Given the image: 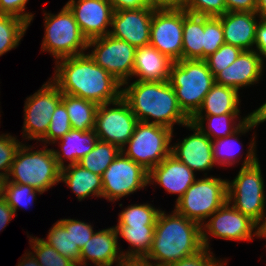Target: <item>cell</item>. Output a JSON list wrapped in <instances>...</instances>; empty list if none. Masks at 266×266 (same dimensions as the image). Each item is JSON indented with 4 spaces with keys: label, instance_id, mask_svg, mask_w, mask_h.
<instances>
[{
    "label": "cell",
    "instance_id": "obj_1",
    "mask_svg": "<svg viewBox=\"0 0 266 266\" xmlns=\"http://www.w3.org/2000/svg\"><path fill=\"white\" fill-rule=\"evenodd\" d=\"M50 79L62 93L80 97L96 104L111 103L122 97V83L95 63L89 54L56 60Z\"/></svg>",
    "mask_w": 266,
    "mask_h": 266
},
{
    "label": "cell",
    "instance_id": "obj_2",
    "mask_svg": "<svg viewBox=\"0 0 266 266\" xmlns=\"http://www.w3.org/2000/svg\"><path fill=\"white\" fill-rule=\"evenodd\" d=\"M203 249L198 223L175 210L171 214L161 210L155 224L151 250L141 262L149 266H167Z\"/></svg>",
    "mask_w": 266,
    "mask_h": 266
},
{
    "label": "cell",
    "instance_id": "obj_3",
    "mask_svg": "<svg viewBox=\"0 0 266 266\" xmlns=\"http://www.w3.org/2000/svg\"><path fill=\"white\" fill-rule=\"evenodd\" d=\"M122 86H125L122 88V98L129 104L138 121L161 125L172 130L175 124L185 126L190 122L180 109L169 81L135 80L132 83L126 81Z\"/></svg>",
    "mask_w": 266,
    "mask_h": 266
},
{
    "label": "cell",
    "instance_id": "obj_4",
    "mask_svg": "<svg viewBox=\"0 0 266 266\" xmlns=\"http://www.w3.org/2000/svg\"><path fill=\"white\" fill-rule=\"evenodd\" d=\"M255 138H251L238 174L227 181V201L260 226L266 217V195Z\"/></svg>",
    "mask_w": 266,
    "mask_h": 266
},
{
    "label": "cell",
    "instance_id": "obj_5",
    "mask_svg": "<svg viewBox=\"0 0 266 266\" xmlns=\"http://www.w3.org/2000/svg\"><path fill=\"white\" fill-rule=\"evenodd\" d=\"M169 83L183 113L191 119L215 83L205 60L182 59L172 64Z\"/></svg>",
    "mask_w": 266,
    "mask_h": 266
},
{
    "label": "cell",
    "instance_id": "obj_6",
    "mask_svg": "<svg viewBox=\"0 0 266 266\" xmlns=\"http://www.w3.org/2000/svg\"><path fill=\"white\" fill-rule=\"evenodd\" d=\"M21 144L11 165L6 180L14 184H27L42 193L60 183L61 167L53 149L44 145L43 150Z\"/></svg>",
    "mask_w": 266,
    "mask_h": 266
},
{
    "label": "cell",
    "instance_id": "obj_7",
    "mask_svg": "<svg viewBox=\"0 0 266 266\" xmlns=\"http://www.w3.org/2000/svg\"><path fill=\"white\" fill-rule=\"evenodd\" d=\"M42 52H49L55 60L85 54L88 40L83 36L73 13L64 5L58 14L44 13Z\"/></svg>",
    "mask_w": 266,
    "mask_h": 266
},
{
    "label": "cell",
    "instance_id": "obj_8",
    "mask_svg": "<svg viewBox=\"0 0 266 266\" xmlns=\"http://www.w3.org/2000/svg\"><path fill=\"white\" fill-rule=\"evenodd\" d=\"M196 179L176 202L174 210L200 226L227 202V181L210 176Z\"/></svg>",
    "mask_w": 266,
    "mask_h": 266
},
{
    "label": "cell",
    "instance_id": "obj_9",
    "mask_svg": "<svg viewBox=\"0 0 266 266\" xmlns=\"http://www.w3.org/2000/svg\"><path fill=\"white\" fill-rule=\"evenodd\" d=\"M173 132L161 125L138 121L121 152L150 171L171 154Z\"/></svg>",
    "mask_w": 266,
    "mask_h": 266
},
{
    "label": "cell",
    "instance_id": "obj_10",
    "mask_svg": "<svg viewBox=\"0 0 266 266\" xmlns=\"http://www.w3.org/2000/svg\"><path fill=\"white\" fill-rule=\"evenodd\" d=\"M201 225L204 248L210 250L209 236L233 241L259 238V226L248 216L237 211L228 201Z\"/></svg>",
    "mask_w": 266,
    "mask_h": 266
},
{
    "label": "cell",
    "instance_id": "obj_11",
    "mask_svg": "<svg viewBox=\"0 0 266 266\" xmlns=\"http://www.w3.org/2000/svg\"><path fill=\"white\" fill-rule=\"evenodd\" d=\"M149 171L122 152L102 175V198L115 202L148 186Z\"/></svg>",
    "mask_w": 266,
    "mask_h": 266
},
{
    "label": "cell",
    "instance_id": "obj_12",
    "mask_svg": "<svg viewBox=\"0 0 266 266\" xmlns=\"http://www.w3.org/2000/svg\"><path fill=\"white\" fill-rule=\"evenodd\" d=\"M137 123V117L121 97L98 106L93 130L99 140L112 143L121 150L132 137Z\"/></svg>",
    "mask_w": 266,
    "mask_h": 266
},
{
    "label": "cell",
    "instance_id": "obj_13",
    "mask_svg": "<svg viewBox=\"0 0 266 266\" xmlns=\"http://www.w3.org/2000/svg\"><path fill=\"white\" fill-rule=\"evenodd\" d=\"M62 100V92L51 80L45 82L24 106L23 138L40 141L47 133L55 108Z\"/></svg>",
    "mask_w": 266,
    "mask_h": 266
},
{
    "label": "cell",
    "instance_id": "obj_14",
    "mask_svg": "<svg viewBox=\"0 0 266 266\" xmlns=\"http://www.w3.org/2000/svg\"><path fill=\"white\" fill-rule=\"evenodd\" d=\"M89 56L122 84L131 80L136 48L109 34L88 41Z\"/></svg>",
    "mask_w": 266,
    "mask_h": 266
},
{
    "label": "cell",
    "instance_id": "obj_15",
    "mask_svg": "<svg viewBox=\"0 0 266 266\" xmlns=\"http://www.w3.org/2000/svg\"><path fill=\"white\" fill-rule=\"evenodd\" d=\"M183 7L156 8L153 12L150 45L173 62L182 60Z\"/></svg>",
    "mask_w": 266,
    "mask_h": 266
},
{
    "label": "cell",
    "instance_id": "obj_16",
    "mask_svg": "<svg viewBox=\"0 0 266 266\" xmlns=\"http://www.w3.org/2000/svg\"><path fill=\"white\" fill-rule=\"evenodd\" d=\"M65 5L88 41L109 34L114 10L108 0H69Z\"/></svg>",
    "mask_w": 266,
    "mask_h": 266
},
{
    "label": "cell",
    "instance_id": "obj_17",
    "mask_svg": "<svg viewBox=\"0 0 266 266\" xmlns=\"http://www.w3.org/2000/svg\"><path fill=\"white\" fill-rule=\"evenodd\" d=\"M156 7L115 11L109 35L124 40L135 48L150 44L153 12Z\"/></svg>",
    "mask_w": 266,
    "mask_h": 266
},
{
    "label": "cell",
    "instance_id": "obj_18",
    "mask_svg": "<svg viewBox=\"0 0 266 266\" xmlns=\"http://www.w3.org/2000/svg\"><path fill=\"white\" fill-rule=\"evenodd\" d=\"M184 127L193 133L183 138L182 142L173 144L171 154L194 172L211 170L216 166L213 160L212 140L191 122Z\"/></svg>",
    "mask_w": 266,
    "mask_h": 266
},
{
    "label": "cell",
    "instance_id": "obj_19",
    "mask_svg": "<svg viewBox=\"0 0 266 266\" xmlns=\"http://www.w3.org/2000/svg\"><path fill=\"white\" fill-rule=\"evenodd\" d=\"M115 226L96 231L81 249L79 266L91 261L95 266H120L127 261L123 257Z\"/></svg>",
    "mask_w": 266,
    "mask_h": 266
},
{
    "label": "cell",
    "instance_id": "obj_20",
    "mask_svg": "<svg viewBox=\"0 0 266 266\" xmlns=\"http://www.w3.org/2000/svg\"><path fill=\"white\" fill-rule=\"evenodd\" d=\"M263 58L255 50H243L238 58L215 76V83L239 89L259 83L263 75Z\"/></svg>",
    "mask_w": 266,
    "mask_h": 266
},
{
    "label": "cell",
    "instance_id": "obj_21",
    "mask_svg": "<svg viewBox=\"0 0 266 266\" xmlns=\"http://www.w3.org/2000/svg\"><path fill=\"white\" fill-rule=\"evenodd\" d=\"M195 172L170 154L149 171L148 183L158 184L170 194H178L177 202L196 181Z\"/></svg>",
    "mask_w": 266,
    "mask_h": 266
},
{
    "label": "cell",
    "instance_id": "obj_22",
    "mask_svg": "<svg viewBox=\"0 0 266 266\" xmlns=\"http://www.w3.org/2000/svg\"><path fill=\"white\" fill-rule=\"evenodd\" d=\"M218 18L222 23L226 44L242 50H254L256 28L261 20L255 12H226Z\"/></svg>",
    "mask_w": 266,
    "mask_h": 266
},
{
    "label": "cell",
    "instance_id": "obj_23",
    "mask_svg": "<svg viewBox=\"0 0 266 266\" xmlns=\"http://www.w3.org/2000/svg\"><path fill=\"white\" fill-rule=\"evenodd\" d=\"M174 62L160 53L152 45L138 47L135 50L132 77L137 81L166 82L169 81L171 66Z\"/></svg>",
    "mask_w": 266,
    "mask_h": 266
},
{
    "label": "cell",
    "instance_id": "obj_24",
    "mask_svg": "<svg viewBox=\"0 0 266 266\" xmlns=\"http://www.w3.org/2000/svg\"><path fill=\"white\" fill-rule=\"evenodd\" d=\"M97 135L93 129L89 131H81L71 129L60 140L55 143H59L61 150H54L56 161L58 165L63 168L65 165V159H68L69 164H76L87 155L97 143ZM62 152V153H61Z\"/></svg>",
    "mask_w": 266,
    "mask_h": 266
},
{
    "label": "cell",
    "instance_id": "obj_25",
    "mask_svg": "<svg viewBox=\"0 0 266 266\" xmlns=\"http://www.w3.org/2000/svg\"><path fill=\"white\" fill-rule=\"evenodd\" d=\"M60 182H64L78 201L89 196L102 198V176L83 168L78 163L61 168Z\"/></svg>",
    "mask_w": 266,
    "mask_h": 266
},
{
    "label": "cell",
    "instance_id": "obj_26",
    "mask_svg": "<svg viewBox=\"0 0 266 266\" xmlns=\"http://www.w3.org/2000/svg\"><path fill=\"white\" fill-rule=\"evenodd\" d=\"M240 100L239 91L236 89L214 83L195 115L241 113Z\"/></svg>",
    "mask_w": 266,
    "mask_h": 266
},
{
    "label": "cell",
    "instance_id": "obj_27",
    "mask_svg": "<svg viewBox=\"0 0 266 266\" xmlns=\"http://www.w3.org/2000/svg\"><path fill=\"white\" fill-rule=\"evenodd\" d=\"M250 116L251 113L242 119L240 117V113L194 115L190 119V122L195 124L211 140H216L233 134L244 124V122L248 120ZM205 122L207 123L206 126Z\"/></svg>",
    "mask_w": 266,
    "mask_h": 266
},
{
    "label": "cell",
    "instance_id": "obj_28",
    "mask_svg": "<svg viewBox=\"0 0 266 266\" xmlns=\"http://www.w3.org/2000/svg\"><path fill=\"white\" fill-rule=\"evenodd\" d=\"M117 235L129 243V249L122 255L126 261H142L150 252L155 225L143 227L115 226Z\"/></svg>",
    "mask_w": 266,
    "mask_h": 266
},
{
    "label": "cell",
    "instance_id": "obj_29",
    "mask_svg": "<svg viewBox=\"0 0 266 266\" xmlns=\"http://www.w3.org/2000/svg\"><path fill=\"white\" fill-rule=\"evenodd\" d=\"M182 59L203 60L204 16L188 13L183 8Z\"/></svg>",
    "mask_w": 266,
    "mask_h": 266
},
{
    "label": "cell",
    "instance_id": "obj_30",
    "mask_svg": "<svg viewBox=\"0 0 266 266\" xmlns=\"http://www.w3.org/2000/svg\"><path fill=\"white\" fill-rule=\"evenodd\" d=\"M255 119L250 116L246 122L233 134L212 140V153L213 160L216 165L219 166H232L236 163H239L238 157L240 154L239 147L242 146V143L239 142V135L246 134L249 130L257 127ZM241 144V146H240ZM238 147V149H237ZM237 154V155H236Z\"/></svg>",
    "mask_w": 266,
    "mask_h": 266
},
{
    "label": "cell",
    "instance_id": "obj_31",
    "mask_svg": "<svg viewBox=\"0 0 266 266\" xmlns=\"http://www.w3.org/2000/svg\"><path fill=\"white\" fill-rule=\"evenodd\" d=\"M61 102L66 107L72 129L81 131L94 129L98 104L66 93H62Z\"/></svg>",
    "mask_w": 266,
    "mask_h": 266
},
{
    "label": "cell",
    "instance_id": "obj_32",
    "mask_svg": "<svg viewBox=\"0 0 266 266\" xmlns=\"http://www.w3.org/2000/svg\"><path fill=\"white\" fill-rule=\"evenodd\" d=\"M42 240L79 266L81 250L73 243L71 218L57 220L49 229L46 239Z\"/></svg>",
    "mask_w": 266,
    "mask_h": 266
},
{
    "label": "cell",
    "instance_id": "obj_33",
    "mask_svg": "<svg viewBox=\"0 0 266 266\" xmlns=\"http://www.w3.org/2000/svg\"><path fill=\"white\" fill-rule=\"evenodd\" d=\"M120 152L121 150L114 144L98 139L95 147L80 159L78 164L102 176Z\"/></svg>",
    "mask_w": 266,
    "mask_h": 266
},
{
    "label": "cell",
    "instance_id": "obj_34",
    "mask_svg": "<svg viewBox=\"0 0 266 266\" xmlns=\"http://www.w3.org/2000/svg\"><path fill=\"white\" fill-rule=\"evenodd\" d=\"M29 25L22 19L0 14V56L16 48Z\"/></svg>",
    "mask_w": 266,
    "mask_h": 266
},
{
    "label": "cell",
    "instance_id": "obj_35",
    "mask_svg": "<svg viewBox=\"0 0 266 266\" xmlns=\"http://www.w3.org/2000/svg\"><path fill=\"white\" fill-rule=\"evenodd\" d=\"M160 211L149 203L131 204L118 214L116 226L143 227L155 225Z\"/></svg>",
    "mask_w": 266,
    "mask_h": 266
},
{
    "label": "cell",
    "instance_id": "obj_36",
    "mask_svg": "<svg viewBox=\"0 0 266 266\" xmlns=\"http://www.w3.org/2000/svg\"><path fill=\"white\" fill-rule=\"evenodd\" d=\"M38 193L40 195L43 194L40 190L27 184H14L8 180L5 181L4 199L15 214L19 208H29L32 206V203L35 202L34 200L37 199L36 194Z\"/></svg>",
    "mask_w": 266,
    "mask_h": 266
},
{
    "label": "cell",
    "instance_id": "obj_37",
    "mask_svg": "<svg viewBox=\"0 0 266 266\" xmlns=\"http://www.w3.org/2000/svg\"><path fill=\"white\" fill-rule=\"evenodd\" d=\"M31 252L40 266H77L70 259L63 257L54 247L49 246L42 238L29 237Z\"/></svg>",
    "mask_w": 266,
    "mask_h": 266
},
{
    "label": "cell",
    "instance_id": "obj_38",
    "mask_svg": "<svg viewBox=\"0 0 266 266\" xmlns=\"http://www.w3.org/2000/svg\"><path fill=\"white\" fill-rule=\"evenodd\" d=\"M71 129L66 107L60 102L51 117L46 135L40 141L45 143V146H48L50 143L55 144L57 140H60Z\"/></svg>",
    "mask_w": 266,
    "mask_h": 266
},
{
    "label": "cell",
    "instance_id": "obj_39",
    "mask_svg": "<svg viewBox=\"0 0 266 266\" xmlns=\"http://www.w3.org/2000/svg\"><path fill=\"white\" fill-rule=\"evenodd\" d=\"M224 43L221 20L218 17L204 16L203 60L215 53Z\"/></svg>",
    "mask_w": 266,
    "mask_h": 266
},
{
    "label": "cell",
    "instance_id": "obj_40",
    "mask_svg": "<svg viewBox=\"0 0 266 266\" xmlns=\"http://www.w3.org/2000/svg\"><path fill=\"white\" fill-rule=\"evenodd\" d=\"M242 51L243 50L237 46L224 43L215 53L209 55L204 60L215 77L220 71L231 65Z\"/></svg>",
    "mask_w": 266,
    "mask_h": 266
},
{
    "label": "cell",
    "instance_id": "obj_41",
    "mask_svg": "<svg viewBox=\"0 0 266 266\" xmlns=\"http://www.w3.org/2000/svg\"><path fill=\"white\" fill-rule=\"evenodd\" d=\"M182 7L191 14L219 17L227 12L225 0H184Z\"/></svg>",
    "mask_w": 266,
    "mask_h": 266
},
{
    "label": "cell",
    "instance_id": "obj_42",
    "mask_svg": "<svg viewBox=\"0 0 266 266\" xmlns=\"http://www.w3.org/2000/svg\"><path fill=\"white\" fill-rule=\"evenodd\" d=\"M17 137L9 134L0 135V176L6 178L14 161L15 154L21 146ZM2 171V172H1Z\"/></svg>",
    "mask_w": 266,
    "mask_h": 266
},
{
    "label": "cell",
    "instance_id": "obj_43",
    "mask_svg": "<svg viewBox=\"0 0 266 266\" xmlns=\"http://www.w3.org/2000/svg\"><path fill=\"white\" fill-rule=\"evenodd\" d=\"M227 261L216 259L213 252L204 248L195 255L179 260L167 266H226Z\"/></svg>",
    "mask_w": 266,
    "mask_h": 266
},
{
    "label": "cell",
    "instance_id": "obj_44",
    "mask_svg": "<svg viewBox=\"0 0 266 266\" xmlns=\"http://www.w3.org/2000/svg\"><path fill=\"white\" fill-rule=\"evenodd\" d=\"M28 1L29 0H0V14L18 17L30 26L34 19V14L25 11Z\"/></svg>",
    "mask_w": 266,
    "mask_h": 266
},
{
    "label": "cell",
    "instance_id": "obj_45",
    "mask_svg": "<svg viewBox=\"0 0 266 266\" xmlns=\"http://www.w3.org/2000/svg\"><path fill=\"white\" fill-rule=\"evenodd\" d=\"M95 231L91 226V223H86L84 221L72 219V238L74 246H78L81 250L89 239L93 236Z\"/></svg>",
    "mask_w": 266,
    "mask_h": 266
},
{
    "label": "cell",
    "instance_id": "obj_46",
    "mask_svg": "<svg viewBox=\"0 0 266 266\" xmlns=\"http://www.w3.org/2000/svg\"><path fill=\"white\" fill-rule=\"evenodd\" d=\"M255 51L266 59V19H261L255 33Z\"/></svg>",
    "mask_w": 266,
    "mask_h": 266
},
{
    "label": "cell",
    "instance_id": "obj_47",
    "mask_svg": "<svg viewBox=\"0 0 266 266\" xmlns=\"http://www.w3.org/2000/svg\"><path fill=\"white\" fill-rule=\"evenodd\" d=\"M115 11L141 9L150 6L148 0H108Z\"/></svg>",
    "mask_w": 266,
    "mask_h": 266
},
{
    "label": "cell",
    "instance_id": "obj_48",
    "mask_svg": "<svg viewBox=\"0 0 266 266\" xmlns=\"http://www.w3.org/2000/svg\"><path fill=\"white\" fill-rule=\"evenodd\" d=\"M227 12H255L257 0H225Z\"/></svg>",
    "mask_w": 266,
    "mask_h": 266
},
{
    "label": "cell",
    "instance_id": "obj_49",
    "mask_svg": "<svg viewBox=\"0 0 266 266\" xmlns=\"http://www.w3.org/2000/svg\"><path fill=\"white\" fill-rule=\"evenodd\" d=\"M13 209L8 205L7 201L3 198L0 200V232L5 229L7 224L15 217Z\"/></svg>",
    "mask_w": 266,
    "mask_h": 266
},
{
    "label": "cell",
    "instance_id": "obj_50",
    "mask_svg": "<svg viewBox=\"0 0 266 266\" xmlns=\"http://www.w3.org/2000/svg\"><path fill=\"white\" fill-rule=\"evenodd\" d=\"M184 0H148L150 6L156 8L181 7Z\"/></svg>",
    "mask_w": 266,
    "mask_h": 266
},
{
    "label": "cell",
    "instance_id": "obj_51",
    "mask_svg": "<svg viewBox=\"0 0 266 266\" xmlns=\"http://www.w3.org/2000/svg\"><path fill=\"white\" fill-rule=\"evenodd\" d=\"M251 116L255 119L258 125L260 123H264L266 121V102L256 110H253V112H251Z\"/></svg>",
    "mask_w": 266,
    "mask_h": 266
},
{
    "label": "cell",
    "instance_id": "obj_52",
    "mask_svg": "<svg viewBox=\"0 0 266 266\" xmlns=\"http://www.w3.org/2000/svg\"><path fill=\"white\" fill-rule=\"evenodd\" d=\"M23 255V258L20 259L17 266H40L31 251H27Z\"/></svg>",
    "mask_w": 266,
    "mask_h": 266
},
{
    "label": "cell",
    "instance_id": "obj_53",
    "mask_svg": "<svg viewBox=\"0 0 266 266\" xmlns=\"http://www.w3.org/2000/svg\"><path fill=\"white\" fill-rule=\"evenodd\" d=\"M255 13L260 19H266V0H257Z\"/></svg>",
    "mask_w": 266,
    "mask_h": 266
},
{
    "label": "cell",
    "instance_id": "obj_54",
    "mask_svg": "<svg viewBox=\"0 0 266 266\" xmlns=\"http://www.w3.org/2000/svg\"><path fill=\"white\" fill-rule=\"evenodd\" d=\"M266 239V217L263 223L259 226V238Z\"/></svg>",
    "mask_w": 266,
    "mask_h": 266
},
{
    "label": "cell",
    "instance_id": "obj_55",
    "mask_svg": "<svg viewBox=\"0 0 266 266\" xmlns=\"http://www.w3.org/2000/svg\"><path fill=\"white\" fill-rule=\"evenodd\" d=\"M120 266H149V265H146L142 263L141 261H127L126 263Z\"/></svg>",
    "mask_w": 266,
    "mask_h": 266
},
{
    "label": "cell",
    "instance_id": "obj_56",
    "mask_svg": "<svg viewBox=\"0 0 266 266\" xmlns=\"http://www.w3.org/2000/svg\"><path fill=\"white\" fill-rule=\"evenodd\" d=\"M6 178L0 176V200L4 198V187Z\"/></svg>",
    "mask_w": 266,
    "mask_h": 266
}]
</instances>
